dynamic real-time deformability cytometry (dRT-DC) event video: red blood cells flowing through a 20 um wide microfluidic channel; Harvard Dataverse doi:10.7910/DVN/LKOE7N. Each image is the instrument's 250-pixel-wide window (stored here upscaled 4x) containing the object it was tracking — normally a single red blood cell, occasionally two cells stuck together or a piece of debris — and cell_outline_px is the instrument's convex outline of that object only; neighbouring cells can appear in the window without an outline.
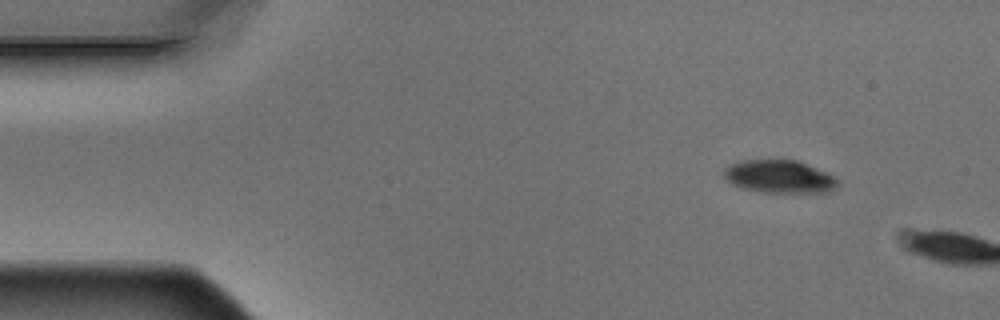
{"species": "Egyptian fruit bat (a non-hibernating species)", "species_latin": "Rousettus aegyptiacus", "temperature_condition": "warm", "stored_images_in_passage": 2, "camera_frame_rate_fps": 3000, "um_per_image_px": 0.085, "animal": {"sex": "male"}, "frame": {"image": 1, "passage_image": 1, "time_ms": 0.0, "image_size_px": [1000, 320], "cell_outline_px": [[840, 184], [832, 192], [760, 192], [744, 188], [732, 184], [724, 176], [724, 168], [728, 164], [744, 160], [796, 160], [824, 172], [840, 180]], "centroid_in_image_um": [66.25, 15.02], "position_along_channel_um": 18.8, "area_um2": 21.68}}